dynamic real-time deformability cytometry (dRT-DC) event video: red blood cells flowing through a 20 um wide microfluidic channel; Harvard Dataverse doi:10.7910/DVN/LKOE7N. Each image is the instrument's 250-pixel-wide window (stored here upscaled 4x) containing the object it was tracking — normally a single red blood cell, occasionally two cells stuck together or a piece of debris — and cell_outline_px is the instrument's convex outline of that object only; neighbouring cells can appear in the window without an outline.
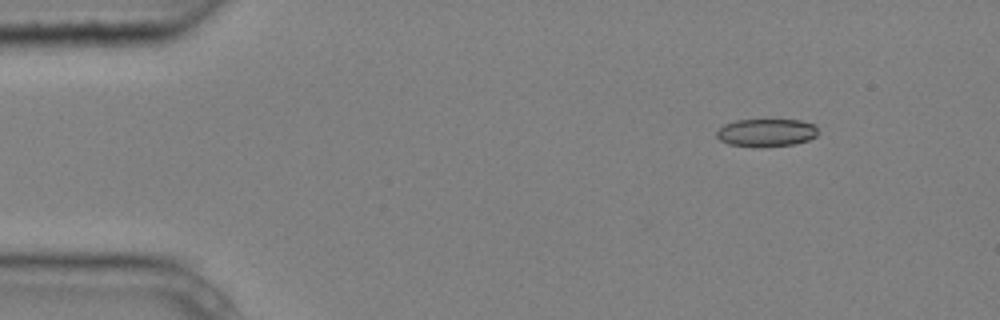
{"species": "common noctule bat (a hibernating species)", "species_latin": "Nyctalus noctula", "temperature_condition": "cold", "stored_images_in_passage": 8, "camera_frame_rate_fps": 3000, "um_per_image_px": 0.085, "animal": {"sex": "male", "body_mass_g": 20.4}, "frame": {"image": 1, "passage_image": 2, "time_ms": 0.333, "image_size_px": [1000, 320], "cell_outline_px": [[816, 136], [808, 140], [796, 144], [760, 148], [756, 148], [728, 144], [720, 140], [716, 136], [716, 132], [724, 124], [736, 120], [764, 116], [800, 120], [816, 124]], "centroid_in_image_um": [65.13, 11.23], "position_along_channel_um": 19.9, "area_um2": 17.63}}
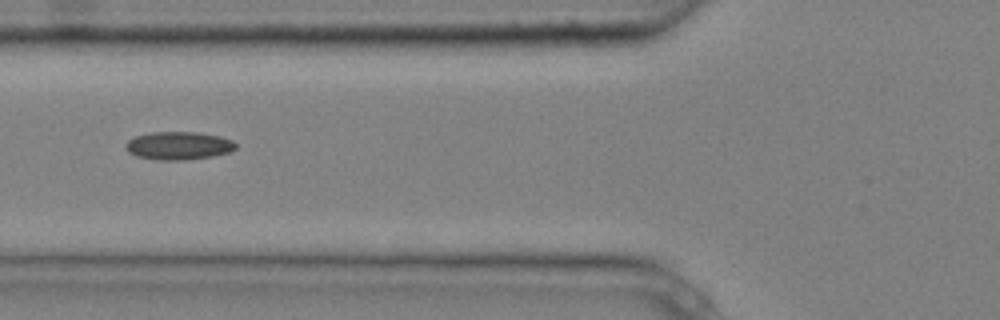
{"frame": {"image": 2, "passage_image": 6, "time_ms": 1.667, "image_size_px": [1000, 320], "cell_outline_px": [[236, 148], [232, 152], [212, 156], [184, 160], [156, 160], [136, 156], [128, 152], [124, 144], [128, 140], [136, 136], [152, 132], [196, 132], [220, 136], [232, 140], [236, 144]], "centroid_in_image_um": [15.18, 12.38], "position_along_channel_um": 110.6, "area_um2": 18.09}}
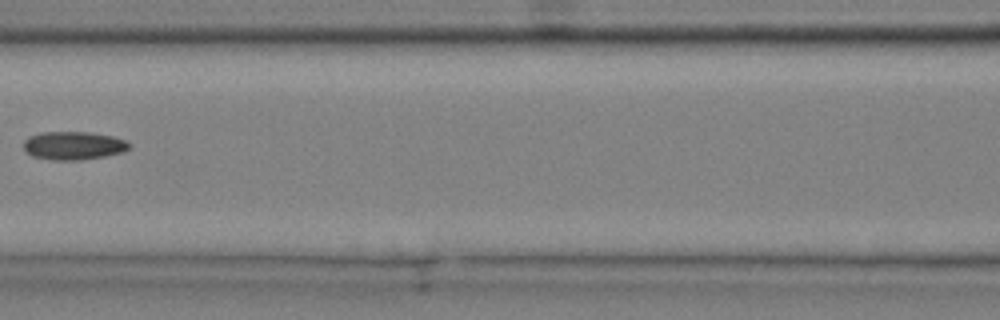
{"frame": {"image": 3, "passage_image": 7, "time_ms": 2.0, "image_size_px": [1000, 320], "cell_outline_px": [[128, 148], [124, 152], [104, 156], [80, 160], [52, 160], [32, 156], [24, 148], [24, 140], [28, 136], [40, 132], [88, 132], [112, 136], [124, 140], [128, 144]], "centroid_in_image_um": [6.2, 12.37], "position_along_channel_um": 160.4, "area_um2": 17.28}}